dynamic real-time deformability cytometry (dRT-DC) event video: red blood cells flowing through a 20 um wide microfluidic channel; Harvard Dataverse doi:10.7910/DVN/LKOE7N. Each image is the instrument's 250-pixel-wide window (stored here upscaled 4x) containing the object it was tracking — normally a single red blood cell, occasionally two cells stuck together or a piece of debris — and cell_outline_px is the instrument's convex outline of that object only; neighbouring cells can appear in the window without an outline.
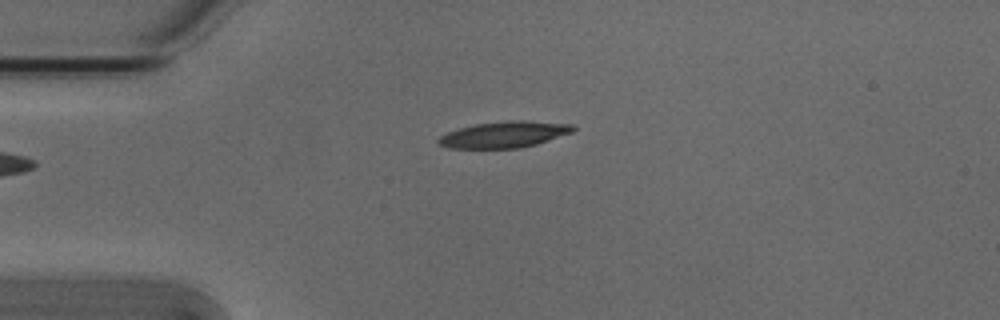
{"species": "Egyptian fruit bat (a non-hibernating species)", "species_latin": "Rousettus aegyptiacus", "temperature_condition": "cold", "stored_images_in_passage": 3, "camera_frame_rate_fps": 3000, "um_per_image_px": 0.085, "animal": {"sex": "male"}, "frame": {"image": 1, "passage_image": 3, "time_ms": 0.667, "image_size_px": [1000, 320], "cell_outline_px": [[576, 128], [572, 132], [536, 144], [520, 148], [448, 148], [440, 144], [436, 140], [440, 136], [448, 132], [460, 128], [476, 124], [508, 120], [524, 120], [572, 124]], "centroid_in_image_um": [42.86, 11.43], "position_along_channel_um": 42.1, "area_um2": 20.46}}